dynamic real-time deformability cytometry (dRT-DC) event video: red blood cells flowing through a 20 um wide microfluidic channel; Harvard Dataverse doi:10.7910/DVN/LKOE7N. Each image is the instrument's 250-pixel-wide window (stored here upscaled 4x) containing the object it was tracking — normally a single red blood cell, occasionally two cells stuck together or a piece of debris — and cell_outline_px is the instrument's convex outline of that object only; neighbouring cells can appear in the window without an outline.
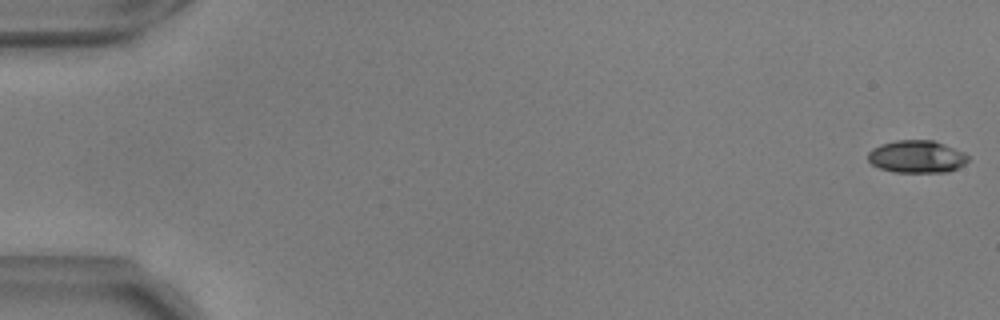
{"species": "common noctule bat (a hibernating species)", "species_latin": "Nyctalus noctula", "temperature_condition": "warm", "stored_images_in_passage": 55, "camera_frame_rate_fps": 3000, "um_per_image_px": 0.085, "animal": {"sex": "male", "body_mass_g": 17.9, "forearm_length_mm": 54.2}, "frame": {"image": 1, "passage_image": 1, "time_ms": 0.0, "image_size_px": [1000, 320], "cell_outline_px": [[968, 160], [964, 164], [948, 172], [892, 172], [880, 168], [872, 164], [868, 160], [868, 152], [872, 148], [880, 144], [896, 140], [932, 140], [944, 144], [964, 152], [968, 156]], "centroid_in_image_um": [77.9, 13.31], "position_along_channel_um": 7.1, "area_um2": 18.96}}
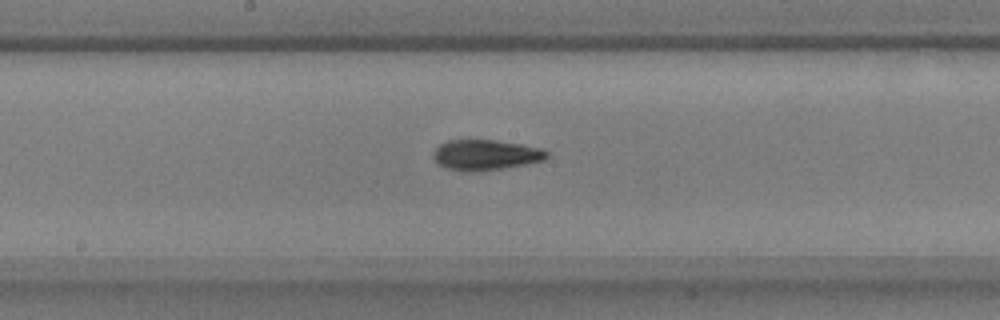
{"frame": {"image": 2, "passage_image": 30, "time_ms": 9.667, "image_size_px": [1000, 320], "cell_outline_px": [[548, 156], [544, 160], [524, 164], [500, 168], [472, 172], [464, 172], [444, 168], [436, 164], [432, 156], [432, 152], [440, 144], [448, 140], [496, 140], [544, 148], [548, 152]], "centroid_in_image_um": [41.22, 13.17], "position_along_channel_um": 207.0, "area_um2": 20.29}}
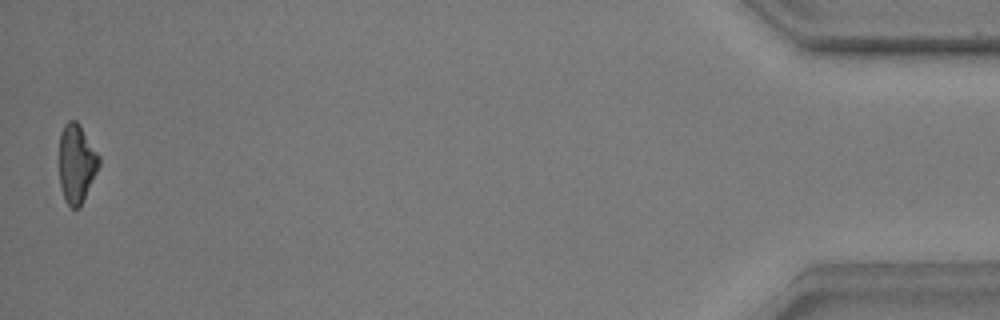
{"frame": {"image": 3, "passage_image": 55, "time_ms": 18.0, "image_size_px": [1000, 320], "cell_outline_px": [[100, 164], [80, 208], [72, 208], [64, 200], [60, 184], [60, 132], [64, 124], [68, 120], [76, 120], [80, 124], [100, 156]], "centroid_in_image_um": [6.51, 13.88], "position_along_channel_um": 428.7, "area_um2": 18.32}, "authors_computed_cell_mechanics": {"area_um2": 19.2474, "velocity_mm_per_s": 3.6927, "shape_relaxation_time_tau1_ms": 4.8853, "shape_relaxation_time_tau2_ms": 2.7983, "deformation_change_tau1": 0.1717, "deformation_change_tau2": 0.1057}}